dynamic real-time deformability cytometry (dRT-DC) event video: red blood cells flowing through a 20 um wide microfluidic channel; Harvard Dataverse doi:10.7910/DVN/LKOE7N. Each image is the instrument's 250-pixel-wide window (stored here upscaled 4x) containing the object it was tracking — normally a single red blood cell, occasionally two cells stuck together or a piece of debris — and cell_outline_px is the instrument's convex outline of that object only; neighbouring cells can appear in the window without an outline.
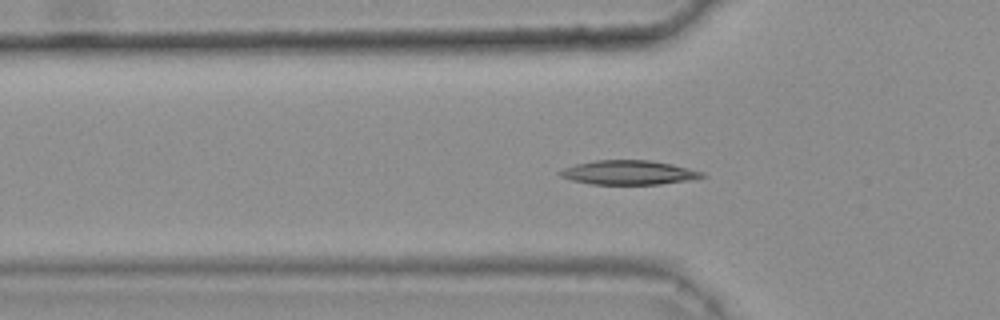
{"species": "common noctule bat (a hibernating species)", "species_latin": "Nyctalus noctula", "temperature_condition": "warm", "stored_images_in_passage": 46, "camera_frame_rate_fps": 3000, "um_per_image_px": 0.085, "animal": {"sex": "female", "body_mass_g": 25.1}, "frame": {"image": 1, "passage_image": 17, "time_ms": 5.333, "image_size_px": [1000, 320], "cell_outline_px": [[708, 176], [692, 180], [660, 184], [592, 184], [572, 180], [560, 176], [556, 172], [564, 168], [576, 164], [596, 160], [652, 160], [672, 164], [704, 172]], "centroid_in_image_um": [53.47, 14.66], "position_along_channel_um": 72.3, "area_um2": 20.17}}
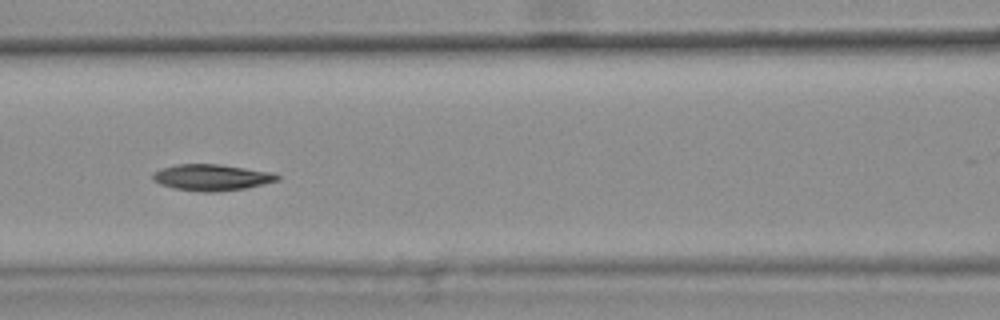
{"frame": {"image": 2, "passage_image": 23, "time_ms": 7.333, "image_size_px": [1000, 320], "cell_outline_px": [[280, 180], [244, 188], [216, 192], [204, 192], [172, 188], [160, 184], [152, 180], [152, 172], [160, 168], [176, 164], [220, 164], [272, 172], [280, 176]], "centroid_in_image_um": [17.95, 15.07], "position_along_channel_um": 148.7, "area_um2": 19.19}}
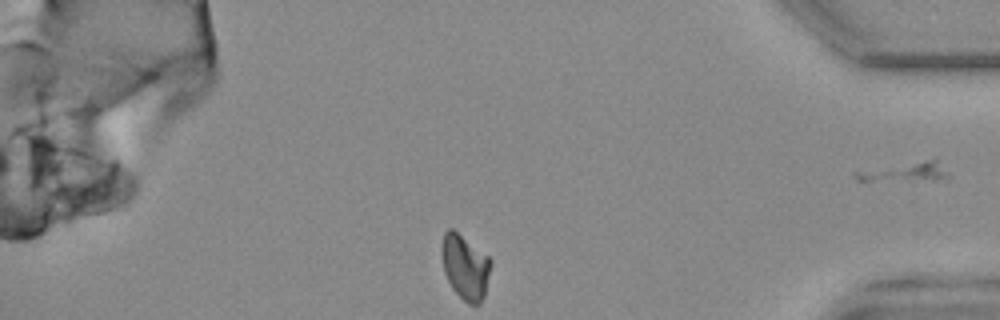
{"frame": {"image": 3, "passage_image": 45, "time_ms": 14.667, "image_size_px": [1000, 320], "cell_outline_px": [[492, 264], [484, 296], [480, 304], [468, 304], [452, 288], [444, 272], [440, 244], [444, 232], [448, 228], [452, 228], [488, 256], [492, 260]], "centroid_in_image_um": [39.53, 22.67], "position_along_channel_um": 395.7, "area_um2": 18.55}, "authors_computed_cell_mechanics": {"area_um2": 19.2474, "velocity_mm_per_s": 3.8008, "shape_relaxation_time_tau1_ms": 6.4831, "shape_relaxation_time_tau2_ms": 3.5855, "deformation_change_tau1": 0.1741, "deformation_change_tau2": 0.07}}